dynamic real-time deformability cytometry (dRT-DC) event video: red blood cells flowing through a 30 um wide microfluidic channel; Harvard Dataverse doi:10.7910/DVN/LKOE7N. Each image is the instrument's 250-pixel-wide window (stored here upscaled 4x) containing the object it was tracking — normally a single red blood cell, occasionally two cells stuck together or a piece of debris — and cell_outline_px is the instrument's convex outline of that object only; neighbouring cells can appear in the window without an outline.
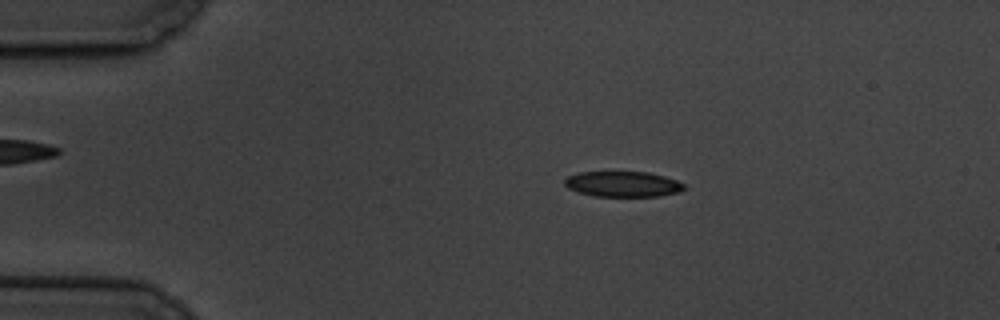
{"species": "common noctule bat (a hibernating species)", "species_latin": "Nyctalus noctula", "temperature_condition": "cold", "stored_images_in_passage": 4, "camera_frame_rate_fps": 3000, "um_per_image_px": 0.085, "animal": {"sex": "male", "body_mass_g": 19.5, "forearm_length_mm": 54.6}, "frame": {"image": 1, "passage_image": 3, "time_ms": 2.0, "image_size_px": [1000, 320], "cell_outline_px": [[684, 188], [680, 192], [660, 196], [596, 196], [576, 192], [568, 188], [564, 184], [564, 180], [568, 176], [580, 172], [648, 172], [664, 176], [676, 180], [684, 184]], "centroid_in_image_um": [52.93, 15.65], "position_along_channel_um": 32.1, "area_um2": 17.74}}